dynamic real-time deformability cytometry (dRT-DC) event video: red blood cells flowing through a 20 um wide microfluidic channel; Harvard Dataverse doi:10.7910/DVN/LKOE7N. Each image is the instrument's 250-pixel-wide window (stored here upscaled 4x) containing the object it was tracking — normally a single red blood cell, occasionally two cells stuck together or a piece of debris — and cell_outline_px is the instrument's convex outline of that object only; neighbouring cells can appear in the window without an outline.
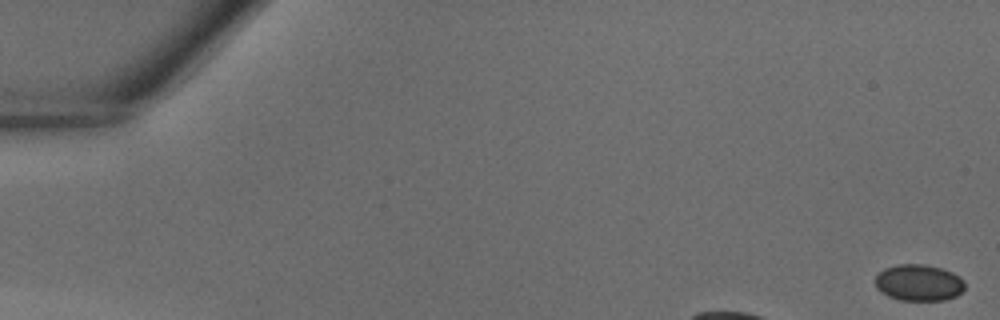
{"species": "common noctule bat (a hibernating species)", "species_latin": "Nyctalus noctula", "temperature_condition": "warm", "stored_images_in_passage": 12, "camera_frame_rate_fps": 3000, "um_per_image_px": 0.085, "animal": {"sex": "male", "body_mass_g": 18.8}, "frame": {"image": 1, "passage_image": 1, "time_ms": 0.0, "image_size_px": [1000, 320], "cell_outline_px": [[964, 288], [956, 296], [944, 300], [900, 300], [888, 296], [876, 288], [876, 276], [884, 268], [896, 264], [924, 264], [940, 268], [952, 272], [964, 280]], "centroid_in_image_um": [78.09, 24.02], "position_along_channel_um": 6.9, "area_um2": 18.96}}
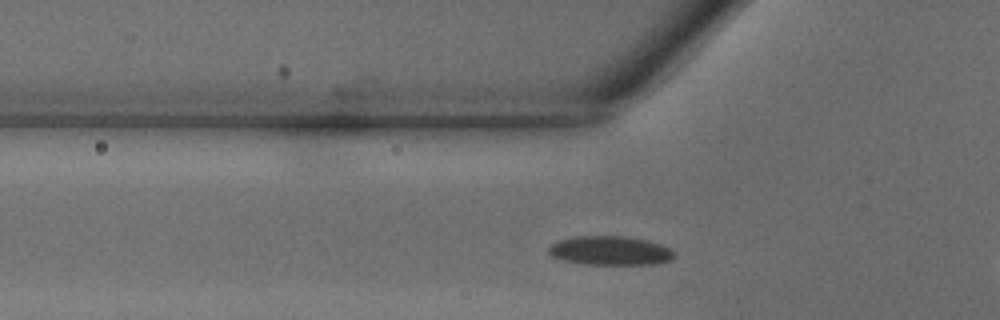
{"frame": {"image": 2, "passage_image": 10, "time_ms": 3.0, "image_size_px": [1000, 320], "cell_outline_px": [[676, 256], [672, 260], [656, 264], [584, 264], [564, 260], [552, 256], [548, 252], [548, 248], [552, 244], [560, 240], [576, 236], [628, 236], [648, 240], [672, 248], [676, 252]], "centroid_in_image_um": [51.94, 21.3], "position_along_channel_um": 73.9, "area_um2": 21.44}}